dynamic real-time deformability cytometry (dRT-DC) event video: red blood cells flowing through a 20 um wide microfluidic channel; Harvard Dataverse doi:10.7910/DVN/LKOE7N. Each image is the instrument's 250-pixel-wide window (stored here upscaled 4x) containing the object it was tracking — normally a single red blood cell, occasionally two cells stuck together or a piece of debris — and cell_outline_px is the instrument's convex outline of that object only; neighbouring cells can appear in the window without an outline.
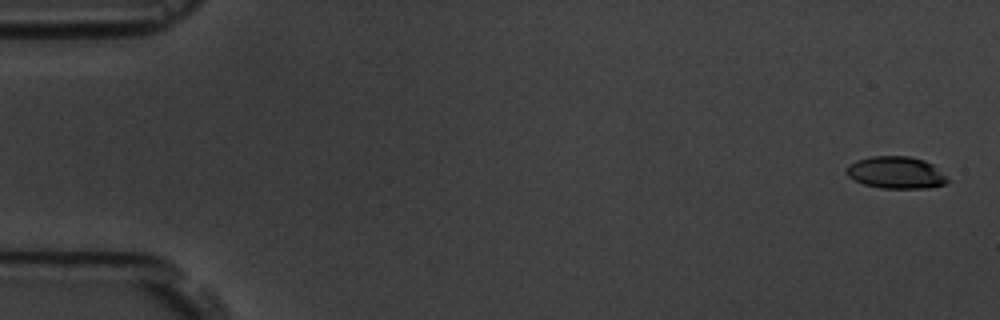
{"species": "common noctule bat (a hibernating species)", "species_latin": "Nyctalus noctula", "temperature_condition": "room temperature", "stored_images_in_passage": 6, "camera_frame_rate_fps": 3000, "um_per_image_px": 0.085, "animal": {"sex": "male", "body_mass_g": 19.5, "forearm_length_mm": 54.6}, "frame": {"image": 1, "passage_image": 1, "time_ms": 0.0, "image_size_px": [1000, 320], "cell_outline_px": [[952, 180], [948, 184], [928, 188], [880, 188], [864, 184], [848, 176], [844, 172], [848, 164], [856, 160], [872, 156], [908, 156], [924, 160], [932, 164]], "centroid_in_image_um": [76.19, 14.67], "position_along_channel_um": 8.8, "area_um2": 19.13}}
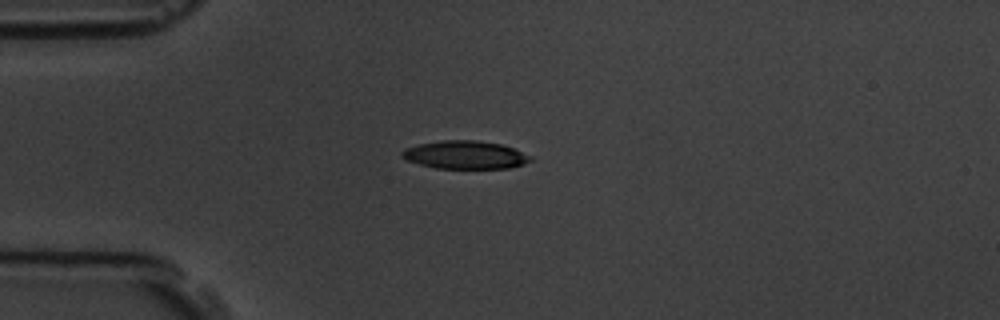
{"frame": {"image": 2, "passage_image": 5, "time_ms": 4.333, "image_size_px": [1000, 320], "cell_outline_px": [[532, 160], [524, 164], [508, 168], [436, 168], [420, 164], [408, 160], [400, 156], [400, 152], [404, 148], [420, 144], [440, 140], [476, 140], [500, 144], [512, 148], [532, 156]], "centroid_in_image_um": [39.52, 13.16], "position_along_channel_um": 45.5, "area_um2": 20.92}}